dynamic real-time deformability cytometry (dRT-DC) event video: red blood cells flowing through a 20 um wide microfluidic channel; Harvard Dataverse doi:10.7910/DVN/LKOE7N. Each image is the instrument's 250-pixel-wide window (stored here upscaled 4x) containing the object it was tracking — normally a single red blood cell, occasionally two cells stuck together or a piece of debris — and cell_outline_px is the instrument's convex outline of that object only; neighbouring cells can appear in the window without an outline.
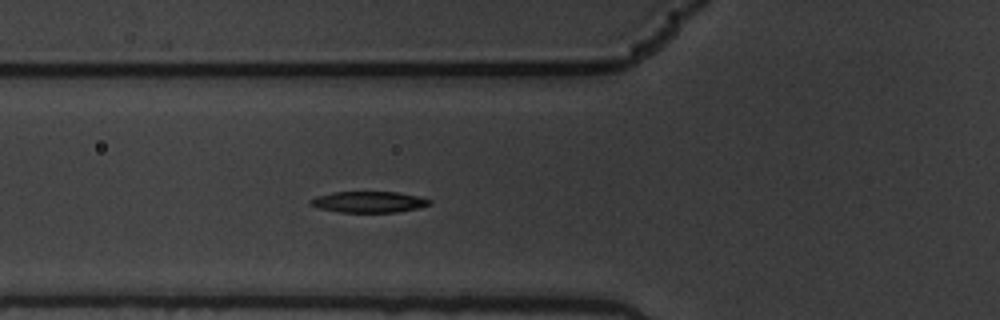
{"species": "common noctule bat (a hibernating species)", "species_latin": "Nyctalus noctula", "temperature_condition": "warm", "stored_images_in_passage": 5, "camera_frame_rate_fps": 3000, "um_per_image_px": 0.085, "animal": {"sex": "male", "body_mass_g": 19.5, "forearm_length_mm": 54.6}, "frame": {"image": 1, "passage_image": 5, "time_ms": 1.333, "image_size_px": [1000, 320], "cell_outline_px": [[432, 204], [420, 208], [396, 212], [340, 212], [320, 208], [308, 204], [308, 200], [316, 196], [332, 192], [396, 192], [420, 196], [432, 200]], "centroid_in_image_um": [31.37, 17.16], "position_along_channel_um": 94.4, "area_um2": 14.8}}